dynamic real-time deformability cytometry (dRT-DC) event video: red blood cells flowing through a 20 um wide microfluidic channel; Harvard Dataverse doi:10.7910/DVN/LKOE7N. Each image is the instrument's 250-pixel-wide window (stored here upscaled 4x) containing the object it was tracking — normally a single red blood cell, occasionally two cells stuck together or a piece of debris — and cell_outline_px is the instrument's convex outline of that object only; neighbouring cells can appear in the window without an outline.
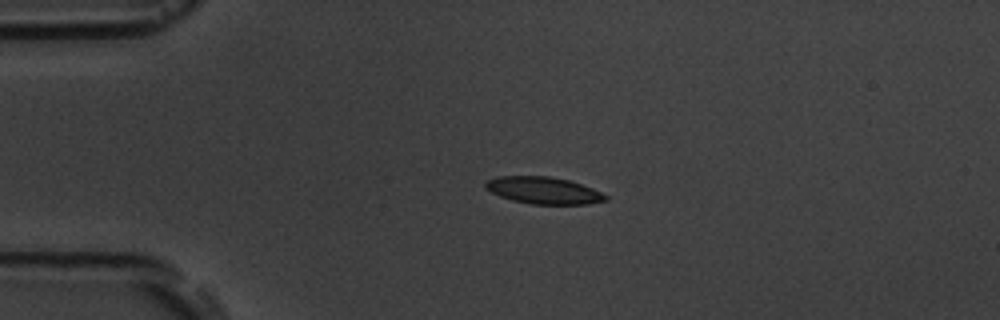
{"species": "common noctule bat (a hibernating species)", "species_latin": "Nyctalus noctula", "temperature_condition": "room temperature", "stored_images_in_passage": 3, "camera_frame_rate_fps": 3000, "um_per_image_px": 0.085, "animal": {"sex": "male", "body_mass_g": 19.5, "forearm_length_mm": 54.6}, "frame": {"image": 1, "passage_image": 2, "time_ms": 1.0, "image_size_px": [1000, 320], "cell_outline_px": [[608, 200], [588, 204], [532, 204], [512, 200], [500, 196], [484, 188], [484, 180], [496, 176], [548, 176], [568, 180], [592, 188], [608, 196]], "centroid_in_image_um": [46.16, 16.18], "position_along_channel_um": 38.8, "area_um2": 18.9}}